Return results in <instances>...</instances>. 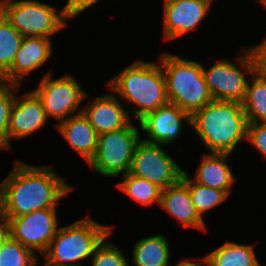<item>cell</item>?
I'll use <instances>...</instances> for the list:
<instances>
[{"label": "cell", "mask_w": 266, "mask_h": 266, "mask_svg": "<svg viewBox=\"0 0 266 266\" xmlns=\"http://www.w3.org/2000/svg\"><path fill=\"white\" fill-rule=\"evenodd\" d=\"M15 162L13 170L2 181L5 217L57 208L59 200L74 189L49 165L35 166L21 160Z\"/></svg>", "instance_id": "obj_1"}, {"label": "cell", "mask_w": 266, "mask_h": 266, "mask_svg": "<svg viewBox=\"0 0 266 266\" xmlns=\"http://www.w3.org/2000/svg\"><path fill=\"white\" fill-rule=\"evenodd\" d=\"M208 153L232 154L247 140L248 122L242 103L212 100L191 116V125Z\"/></svg>", "instance_id": "obj_2"}, {"label": "cell", "mask_w": 266, "mask_h": 266, "mask_svg": "<svg viewBox=\"0 0 266 266\" xmlns=\"http://www.w3.org/2000/svg\"><path fill=\"white\" fill-rule=\"evenodd\" d=\"M159 63V64H158ZM122 100L137 105L128 110L139 122L148 113L169 103L160 62L135 60L107 82V88ZM118 94V95H117Z\"/></svg>", "instance_id": "obj_3"}, {"label": "cell", "mask_w": 266, "mask_h": 266, "mask_svg": "<svg viewBox=\"0 0 266 266\" xmlns=\"http://www.w3.org/2000/svg\"><path fill=\"white\" fill-rule=\"evenodd\" d=\"M159 58L169 103L192 116L213 100L202 71V63L180 58L171 52H163Z\"/></svg>", "instance_id": "obj_4"}, {"label": "cell", "mask_w": 266, "mask_h": 266, "mask_svg": "<svg viewBox=\"0 0 266 266\" xmlns=\"http://www.w3.org/2000/svg\"><path fill=\"white\" fill-rule=\"evenodd\" d=\"M112 231L111 225L100 224L89 215L64 225L50 241L42 255L43 261L56 265L83 266L80 261L93 256L96 247Z\"/></svg>", "instance_id": "obj_5"}, {"label": "cell", "mask_w": 266, "mask_h": 266, "mask_svg": "<svg viewBox=\"0 0 266 266\" xmlns=\"http://www.w3.org/2000/svg\"><path fill=\"white\" fill-rule=\"evenodd\" d=\"M37 0H0V12L23 37L50 38L68 26L64 8Z\"/></svg>", "instance_id": "obj_6"}, {"label": "cell", "mask_w": 266, "mask_h": 266, "mask_svg": "<svg viewBox=\"0 0 266 266\" xmlns=\"http://www.w3.org/2000/svg\"><path fill=\"white\" fill-rule=\"evenodd\" d=\"M134 122L126 127L99 134L95 156L87 164L95 173L115 177L129 172L136 145L141 141L140 129Z\"/></svg>", "instance_id": "obj_7"}, {"label": "cell", "mask_w": 266, "mask_h": 266, "mask_svg": "<svg viewBox=\"0 0 266 266\" xmlns=\"http://www.w3.org/2000/svg\"><path fill=\"white\" fill-rule=\"evenodd\" d=\"M46 73L37 85L38 87L32 90L41 101L46 117L57 119L60 123L80 114L82 111L80 105L88 94L79 81L72 74H65L63 77L54 79L52 70Z\"/></svg>", "instance_id": "obj_8"}, {"label": "cell", "mask_w": 266, "mask_h": 266, "mask_svg": "<svg viewBox=\"0 0 266 266\" xmlns=\"http://www.w3.org/2000/svg\"><path fill=\"white\" fill-rule=\"evenodd\" d=\"M241 52L242 55L237 58L238 66L227 58L217 60L208 68L202 64L205 81L213 100L243 102L249 82L247 77L254 74V68L247 49L242 48ZM239 66L241 68H238Z\"/></svg>", "instance_id": "obj_9"}, {"label": "cell", "mask_w": 266, "mask_h": 266, "mask_svg": "<svg viewBox=\"0 0 266 266\" xmlns=\"http://www.w3.org/2000/svg\"><path fill=\"white\" fill-rule=\"evenodd\" d=\"M162 146L141 139L134 150L128 173L146 179L162 189L177 184L185 170L162 149Z\"/></svg>", "instance_id": "obj_10"}, {"label": "cell", "mask_w": 266, "mask_h": 266, "mask_svg": "<svg viewBox=\"0 0 266 266\" xmlns=\"http://www.w3.org/2000/svg\"><path fill=\"white\" fill-rule=\"evenodd\" d=\"M57 208H44L18 217H5L10 237L40 257L58 232ZM37 251V252H36Z\"/></svg>", "instance_id": "obj_11"}, {"label": "cell", "mask_w": 266, "mask_h": 266, "mask_svg": "<svg viewBox=\"0 0 266 266\" xmlns=\"http://www.w3.org/2000/svg\"><path fill=\"white\" fill-rule=\"evenodd\" d=\"M214 0H164L163 38L174 40L185 33L197 30V26L210 12Z\"/></svg>", "instance_id": "obj_12"}, {"label": "cell", "mask_w": 266, "mask_h": 266, "mask_svg": "<svg viewBox=\"0 0 266 266\" xmlns=\"http://www.w3.org/2000/svg\"><path fill=\"white\" fill-rule=\"evenodd\" d=\"M184 121L191 125V116L178 106L168 103L148 113L138 122V127L148 136V139H142L143 141L165 147L179 138Z\"/></svg>", "instance_id": "obj_13"}, {"label": "cell", "mask_w": 266, "mask_h": 266, "mask_svg": "<svg viewBox=\"0 0 266 266\" xmlns=\"http://www.w3.org/2000/svg\"><path fill=\"white\" fill-rule=\"evenodd\" d=\"M51 41L45 37H23L12 67L0 78V81L21 86L27 74L36 71L51 58L53 51Z\"/></svg>", "instance_id": "obj_14"}, {"label": "cell", "mask_w": 266, "mask_h": 266, "mask_svg": "<svg viewBox=\"0 0 266 266\" xmlns=\"http://www.w3.org/2000/svg\"><path fill=\"white\" fill-rule=\"evenodd\" d=\"M47 121L42 103L32 91L20 96L15 95L9 116L10 142L35 133L44 127Z\"/></svg>", "instance_id": "obj_15"}, {"label": "cell", "mask_w": 266, "mask_h": 266, "mask_svg": "<svg viewBox=\"0 0 266 266\" xmlns=\"http://www.w3.org/2000/svg\"><path fill=\"white\" fill-rule=\"evenodd\" d=\"M119 100L114 93H106L82 108L81 113L98 135L122 129L133 120Z\"/></svg>", "instance_id": "obj_16"}, {"label": "cell", "mask_w": 266, "mask_h": 266, "mask_svg": "<svg viewBox=\"0 0 266 266\" xmlns=\"http://www.w3.org/2000/svg\"><path fill=\"white\" fill-rule=\"evenodd\" d=\"M184 228H196L207 232V224L197 213L188 187L180 180L177 184L162 189L160 205Z\"/></svg>", "instance_id": "obj_17"}, {"label": "cell", "mask_w": 266, "mask_h": 266, "mask_svg": "<svg viewBox=\"0 0 266 266\" xmlns=\"http://www.w3.org/2000/svg\"><path fill=\"white\" fill-rule=\"evenodd\" d=\"M69 146L88 164L95 156L99 135L82 113L55 124Z\"/></svg>", "instance_id": "obj_18"}, {"label": "cell", "mask_w": 266, "mask_h": 266, "mask_svg": "<svg viewBox=\"0 0 266 266\" xmlns=\"http://www.w3.org/2000/svg\"><path fill=\"white\" fill-rule=\"evenodd\" d=\"M231 154L204 153L200 164L191 179L200 185L225 191L231 194V188L235 184L236 176L228 163Z\"/></svg>", "instance_id": "obj_19"}, {"label": "cell", "mask_w": 266, "mask_h": 266, "mask_svg": "<svg viewBox=\"0 0 266 266\" xmlns=\"http://www.w3.org/2000/svg\"><path fill=\"white\" fill-rule=\"evenodd\" d=\"M132 247L134 266H168L171 256L166 236L157 234L141 238Z\"/></svg>", "instance_id": "obj_20"}, {"label": "cell", "mask_w": 266, "mask_h": 266, "mask_svg": "<svg viewBox=\"0 0 266 266\" xmlns=\"http://www.w3.org/2000/svg\"><path fill=\"white\" fill-rule=\"evenodd\" d=\"M253 245L225 242L207 254L210 266H261Z\"/></svg>", "instance_id": "obj_21"}, {"label": "cell", "mask_w": 266, "mask_h": 266, "mask_svg": "<svg viewBox=\"0 0 266 266\" xmlns=\"http://www.w3.org/2000/svg\"><path fill=\"white\" fill-rule=\"evenodd\" d=\"M121 179L116 186L135 202L146 207L160 205L162 188L130 173L123 174Z\"/></svg>", "instance_id": "obj_22"}, {"label": "cell", "mask_w": 266, "mask_h": 266, "mask_svg": "<svg viewBox=\"0 0 266 266\" xmlns=\"http://www.w3.org/2000/svg\"><path fill=\"white\" fill-rule=\"evenodd\" d=\"M242 107L248 124L266 122V81L255 74L249 77Z\"/></svg>", "instance_id": "obj_23"}, {"label": "cell", "mask_w": 266, "mask_h": 266, "mask_svg": "<svg viewBox=\"0 0 266 266\" xmlns=\"http://www.w3.org/2000/svg\"><path fill=\"white\" fill-rule=\"evenodd\" d=\"M181 181L188 187L195 209L202 219H204L203 214L206 215L205 212L219 206L229 196L225 191L195 183L186 171Z\"/></svg>", "instance_id": "obj_24"}, {"label": "cell", "mask_w": 266, "mask_h": 266, "mask_svg": "<svg viewBox=\"0 0 266 266\" xmlns=\"http://www.w3.org/2000/svg\"><path fill=\"white\" fill-rule=\"evenodd\" d=\"M23 36L0 12V78L12 67Z\"/></svg>", "instance_id": "obj_25"}, {"label": "cell", "mask_w": 266, "mask_h": 266, "mask_svg": "<svg viewBox=\"0 0 266 266\" xmlns=\"http://www.w3.org/2000/svg\"><path fill=\"white\" fill-rule=\"evenodd\" d=\"M39 257L10 236L0 247V266H37Z\"/></svg>", "instance_id": "obj_26"}, {"label": "cell", "mask_w": 266, "mask_h": 266, "mask_svg": "<svg viewBox=\"0 0 266 266\" xmlns=\"http://www.w3.org/2000/svg\"><path fill=\"white\" fill-rule=\"evenodd\" d=\"M19 91L18 85L6 84L0 81V149H11L8 133L10 110Z\"/></svg>", "instance_id": "obj_27"}, {"label": "cell", "mask_w": 266, "mask_h": 266, "mask_svg": "<svg viewBox=\"0 0 266 266\" xmlns=\"http://www.w3.org/2000/svg\"><path fill=\"white\" fill-rule=\"evenodd\" d=\"M110 235L111 233L96 247L91 257V266H130L122 250L114 246L111 241L106 242Z\"/></svg>", "instance_id": "obj_28"}, {"label": "cell", "mask_w": 266, "mask_h": 266, "mask_svg": "<svg viewBox=\"0 0 266 266\" xmlns=\"http://www.w3.org/2000/svg\"><path fill=\"white\" fill-rule=\"evenodd\" d=\"M245 48L252 59L254 74L266 81V36L261 43Z\"/></svg>", "instance_id": "obj_29"}, {"label": "cell", "mask_w": 266, "mask_h": 266, "mask_svg": "<svg viewBox=\"0 0 266 266\" xmlns=\"http://www.w3.org/2000/svg\"><path fill=\"white\" fill-rule=\"evenodd\" d=\"M246 141L266 159V122L248 124Z\"/></svg>", "instance_id": "obj_30"}, {"label": "cell", "mask_w": 266, "mask_h": 266, "mask_svg": "<svg viewBox=\"0 0 266 266\" xmlns=\"http://www.w3.org/2000/svg\"><path fill=\"white\" fill-rule=\"evenodd\" d=\"M98 1L101 0H67L63 8L66 14L73 19L88 8H91Z\"/></svg>", "instance_id": "obj_31"}, {"label": "cell", "mask_w": 266, "mask_h": 266, "mask_svg": "<svg viewBox=\"0 0 266 266\" xmlns=\"http://www.w3.org/2000/svg\"><path fill=\"white\" fill-rule=\"evenodd\" d=\"M200 262H198V260L196 261H193V260H183V261H180L178 264H176L175 266H210V262H209V259H208V256H204L202 258V260L199 259ZM204 263V264H203Z\"/></svg>", "instance_id": "obj_32"}, {"label": "cell", "mask_w": 266, "mask_h": 266, "mask_svg": "<svg viewBox=\"0 0 266 266\" xmlns=\"http://www.w3.org/2000/svg\"><path fill=\"white\" fill-rule=\"evenodd\" d=\"M9 236L10 234L8 220L4 218L0 221V247L3 245V243Z\"/></svg>", "instance_id": "obj_33"}, {"label": "cell", "mask_w": 266, "mask_h": 266, "mask_svg": "<svg viewBox=\"0 0 266 266\" xmlns=\"http://www.w3.org/2000/svg\"><path fill=\"white\" fill-rule=\"evenodd\" d=\"M5 218L4 215V202H3V185L0 183V221Z\"/></svg>", "instance_id": "obj_34"}, {"label": "cell", "mask_w": 266, "mask_h": 266, "mask_svg": "<svg viewBox=\"0 0 266 266\" xmlns=\"http://www.w3.org/2000/svg\"><path fill=\"white\" fill-rule=\"evenodd\" d=\"M40 264L41 265H39V266H67V265H56V264H52V263H49V262H42Z\"/></svg>", "instance_id": "obj_35"}, {"label": "cell", "mask_w": 266, "mask_h": 266, "mask_svg": "<svg viewBox=\"0 0 266 266\" xmlns=\"http://www.w3.org/2000/svg\"><path fill=\"white\" fill-rule=\"evenodd\" d=\"M261 6H263V8L265 7L266 9V0L261 4Z\"/></svg>", "instance_id": "obj_36"}, {"label": "cell", "mask_w": 266, "mask_h": 266, "mask_svg": "<svg viewBox=\"0 0 266 266\" xmlns=\"http://www.w3.org/2000/svg\"><path fill=\"white\" fill-rule=\"evenodd\" d=\"M258 1L260 4H262L265 0H256Z\"/></svg>", "instance_id": "obj_37"}]
</instances>
